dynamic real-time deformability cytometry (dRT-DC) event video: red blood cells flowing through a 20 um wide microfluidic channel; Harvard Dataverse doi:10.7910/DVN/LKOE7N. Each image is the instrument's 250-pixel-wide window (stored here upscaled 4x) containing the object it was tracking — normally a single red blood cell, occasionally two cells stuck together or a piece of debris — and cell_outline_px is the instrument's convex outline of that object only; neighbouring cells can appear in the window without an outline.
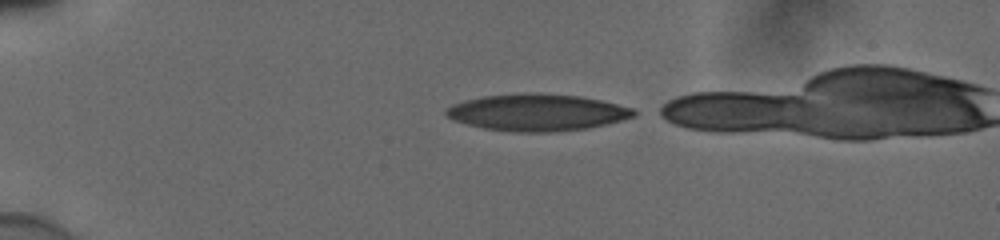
{"species": "human", "species_latin": "Homo sapiens", "temperature_condition": "cold", "stored_images_in_passage": 38, "camera_frame_rate_fps": 3000, "um_per_image_px": 0.085, "donor": {"sex": "male"}, "frame": {"image": 1, "passage_image": 1, "time_ms": 0.0, "image_size_px": [1000, 240], "cell_outline_px": [[636, 116], [588, 128], [556, 132], [516, 132], [484, 128], [468, 124], [456, 120], [448, 116], [444, 112], [452, 104], [484, 96], [576, 96], [600, 100], [632, 108], [636, 112]], "centroid_in_image_um": [45.69, 9.61], "position_along_channel_um": 39.3, "area_um2": 38.44}}
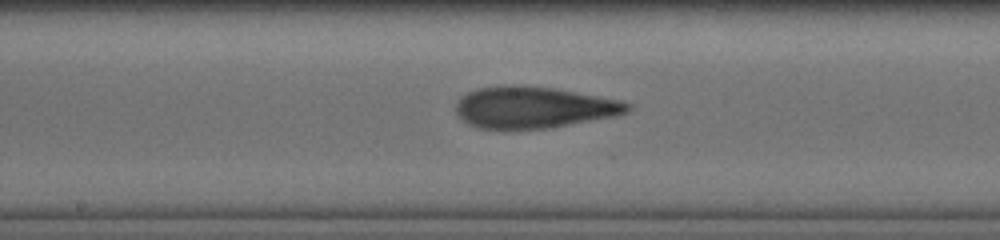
{"frame": {"image": 2, "passage_image": 18, "time_ms": 5.667, "image_size_px": [1000, 240], "cell_outline_px": [[632, 108], [628, 112], [616, 116], [552, 128], [504, 132], [476, 128], [468, 124], [456, 112], [456, 104], [468, 92], [476, 88], [552, 88], [620, 100], [632, 104]], "centroid_in_image_um": [45.39, 9.22], "position_along_channel_um": 202.8, "area_um2": 41.33}}
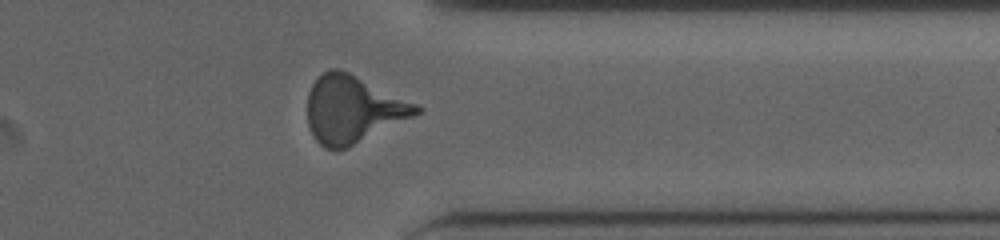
{"frame": {"image": 3, "passage_image": 32, "time_ms": 10.333, "image_size_px": [1000, 240], "cell_outline_px": [[424, 108], [420, 112], [348, 148], [336, 152], [324, 148], [316, 140], [308, 124], [308, 92], [312, 84], [328, 68], [336, 68], [348, 72], [416, 104]], "centroid_in_image_um": [29.95, 9.32], "position_along_channel_um": 381.5, "area_um2": 42.08}}